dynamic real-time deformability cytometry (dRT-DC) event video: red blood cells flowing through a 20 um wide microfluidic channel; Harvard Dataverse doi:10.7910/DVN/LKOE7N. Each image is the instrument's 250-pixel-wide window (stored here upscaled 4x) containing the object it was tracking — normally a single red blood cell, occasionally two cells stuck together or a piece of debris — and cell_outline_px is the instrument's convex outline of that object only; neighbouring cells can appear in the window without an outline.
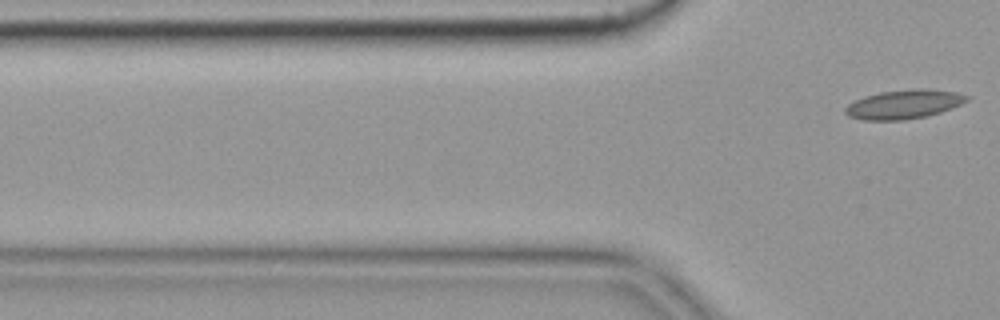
{"species": "common noctule bat (a hibernating species)", "species_latin": "Nyctalus noctula", "temperature_condition": "cold", "stored_images_in_passage": 3, "camera_frame_rate_fps": 3000, "um_per_image_px": 0.085, "animal": {"sex": "female", "body_mass_g": 19.9}, "frame": {"image": 1, "passage_image": 3, "time_ms": 0.667, "image_size_px": [1000, 320], "cell_outline_px": [[972, 96], [968, 100], [952, 108], [928, 116], [904, 120], [860, 120], [848, 116], [844, 112], [844, 108], [848, 104], [864, 96], [880, 92], [912, 88], [928, 88], [956, 92]], "centroid_in_image_um": [76.84, 8.86], "position_along_channel_um": 49.0, "area_um2": 20.87}}